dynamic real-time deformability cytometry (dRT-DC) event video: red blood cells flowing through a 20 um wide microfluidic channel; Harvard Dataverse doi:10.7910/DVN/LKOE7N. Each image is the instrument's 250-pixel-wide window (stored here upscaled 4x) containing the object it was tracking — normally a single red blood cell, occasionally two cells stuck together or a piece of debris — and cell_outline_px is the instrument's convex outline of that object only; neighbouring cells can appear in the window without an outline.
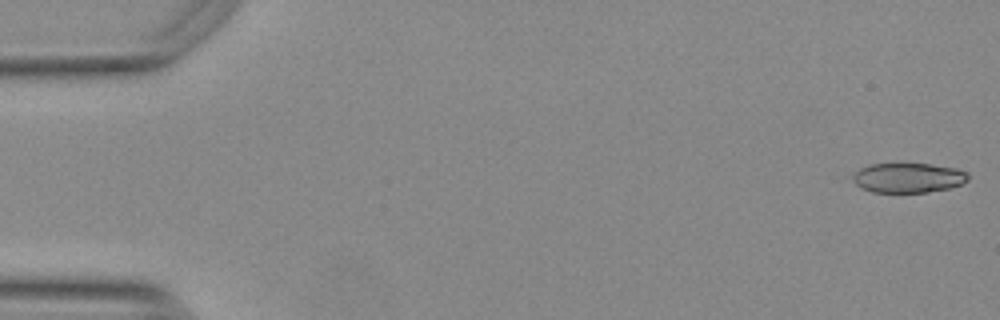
{"species": "Egyptian fruit bat (a non-hibernating species)", "species_latin": "Rousettus aegyptiacus", "temperature_condition": "warm", "stored_images_in_passage": 24, "camera_frame_rate_fps": 3000, "um_per_image_px": 0.085, "animal": {"sex": "female"}, "frame": {"image": 1, "passage_image": 1, "time_ms": 0.0, "image_size_px": [1000, 320], "cell_outline_px": [[968, 180], [960, 184], [948, 188], [928, 192], [872, 192], [860, 188], [852, 180], [852, 176], [860, 168], [868, 164], [932, 164], [956, 168], [968, 172]], "centroid_in_image_um": [77.18, 15.11], "position_along_channel_um": 7.8, "area_um2": 20.0}}
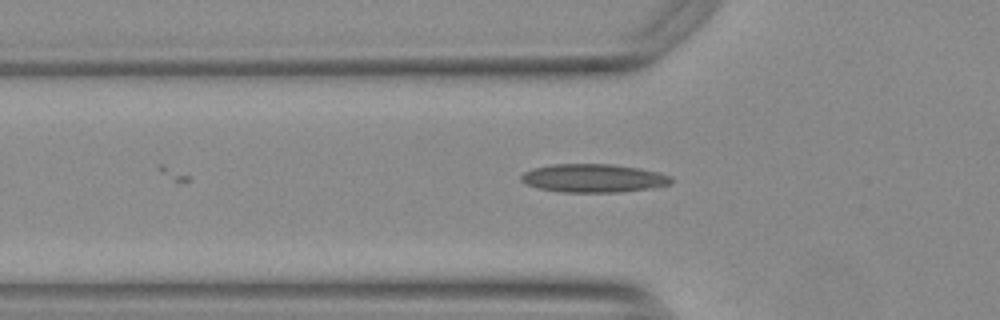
{"frame": {"image": 2, "passage_image": 18, "time_ms": 5.667, "image_size_px": [1000, 320], "cell_outline_px": [[672, 184], [648, 188], [616, 192], [564, 192], [540, 188], [528, 184], [520, 180], [520, 176], [524, 172], [532, 168], [552, 164], [612, 164], [640, 168], [660, 172], [672, 176]], "centroid_in_image_um": [50.46, 15.13], "position_along_channel_um": 75.3, "area_um2": 24.74}}